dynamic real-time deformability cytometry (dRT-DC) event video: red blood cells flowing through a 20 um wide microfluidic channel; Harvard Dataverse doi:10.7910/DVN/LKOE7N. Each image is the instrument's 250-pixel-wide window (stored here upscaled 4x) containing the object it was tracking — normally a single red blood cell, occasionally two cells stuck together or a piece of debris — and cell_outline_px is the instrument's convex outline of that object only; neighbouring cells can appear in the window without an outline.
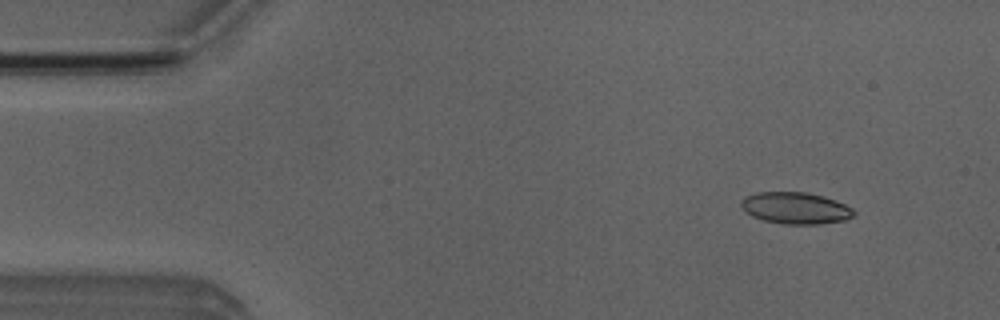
{"species": "Egyptian fruit bat (a non-hibernating species)", "species_latin": "Rousettus aegyptiacus", "temperature_condition": "room temperature", "stored_images_in_passage": 17, "camera_frame_rate_fps": 3000, "um_per_image_px": 0.085, "animal": {"sex": "male"}, "frame": {"image": 1, "passage_image": 5, "time_ms": 1.333, "image_size_px": [1000, 320], "cell_outline_px": [[856, 212], [852, 216], [844, 220], [820, 224], [784, 224], [764, 220], [752, 216], [744, 212], [740, 204], [740, 200], [744, 196], [756, 192], [804, 192], [824, 196], [836, 200], [852, 208]], "centroid_in_image_um": [67.58, 17.68], "position_along_channel_um": 17.4, "area_um2": 20.92}}